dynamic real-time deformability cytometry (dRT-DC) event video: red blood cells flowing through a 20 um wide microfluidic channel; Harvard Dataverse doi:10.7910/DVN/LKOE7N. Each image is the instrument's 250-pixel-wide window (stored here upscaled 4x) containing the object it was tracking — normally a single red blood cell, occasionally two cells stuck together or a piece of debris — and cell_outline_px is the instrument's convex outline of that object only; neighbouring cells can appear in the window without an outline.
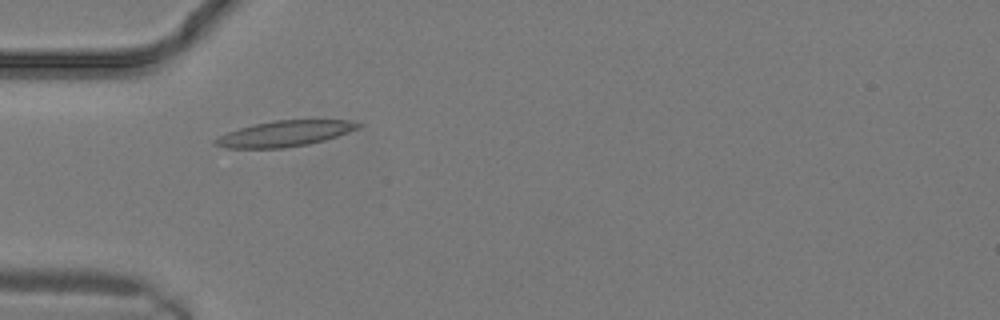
{"species": "common noctule bat (a hibernating species)", "species_latin": "Nyctalus noctula", "temperature_condition": "warm", "stored_images_in_passage": 9, "camera_frame_rate_fps": 3000, "um_per_image_px": 0.085, "animal": {"sex": "male", "body_mass_g": 19.2, "forearm_length_mm": 51.8}, "frame": {"image": 1, "passage_image": 1, "time_ms": 0.0, "image_size_px": [1000, 320], "cell_outline_px": [[360, 128], [324, 140], [308, 144], [284, 148], [224, 148], [212, 144], [212, 140], [228, 132], [240, 128], [272, 120], [348, 120], [360, 124]], "centroid_in_image_um": [24.16, 11.36], "position_along_channel_um": 60.8, "area_um2": 21.27}}
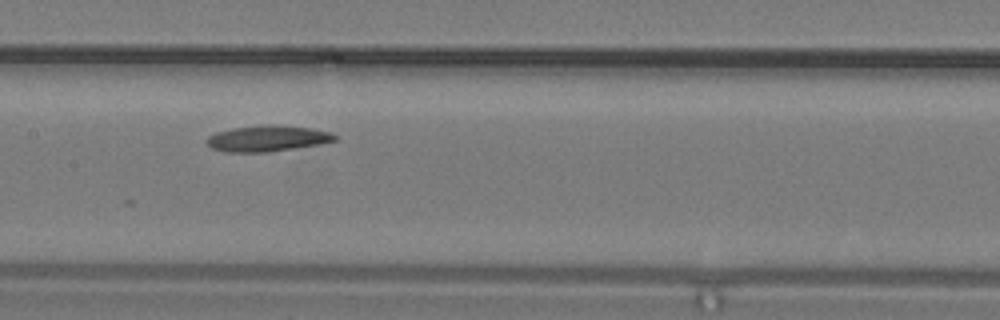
{"frame": {"image": 2, "passage_image": 6, "time_ms": 1.667, "image_size_px": [1000, 320], "cell_outline_px": [[336, 140], [320, 144], [268, 152], [224, 152], [212, 148], [204, 140], [208, 136], [216, 132], [232, 128], [268, 124], [276, 124], [312, 128], [332, 132], [336, 136]], "centroid_in_image_um": [22.72, 11.76], "position_along_channel_um": 184.7, "area_um2": 19.54}}
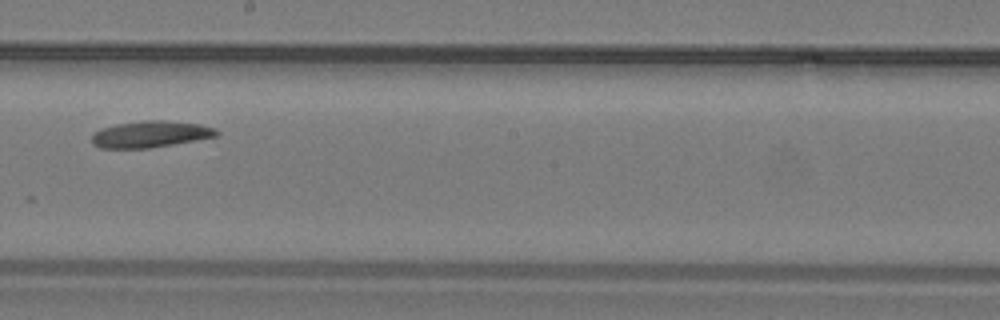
{"frame": {"image": 3, "passage_image": 8, "time_ms": 2.333, "image_size_px": [1000, 320], "cell_outline_px": [[220, 132], [216, 136], [172, 144], [148, 148], [100, 148], [92, 144], [92, 132], [100, 128], [116, 124], [144, 120], [164, 120], [200, 124], [216, 128]], "centroid_in_image_um": [12.75, 11.4], "position_along_channel_um": 235.5, "area_um2": 19.31}}